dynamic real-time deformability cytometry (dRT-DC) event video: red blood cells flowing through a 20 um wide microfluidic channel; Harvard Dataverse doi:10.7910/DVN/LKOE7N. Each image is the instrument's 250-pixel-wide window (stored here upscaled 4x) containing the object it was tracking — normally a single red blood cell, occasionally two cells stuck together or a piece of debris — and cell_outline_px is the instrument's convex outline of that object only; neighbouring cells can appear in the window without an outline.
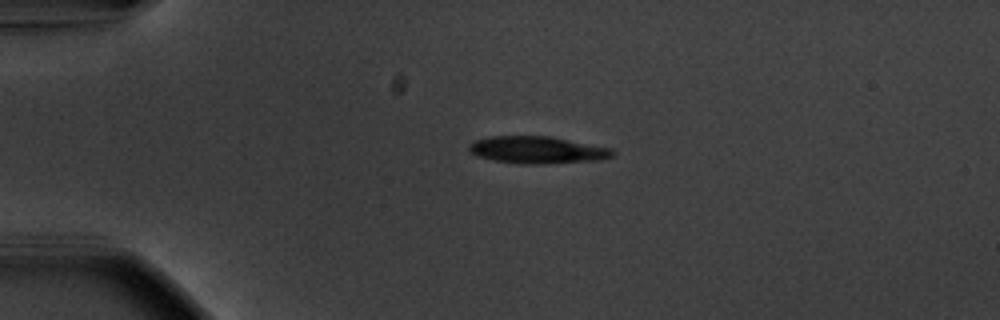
{"species": "common noctule bat (a hibernating species)", "species_latin": "Nyctalus noctula", "temperature_condition": "warm", "stored_images_in_passage": 43, "camera_frame_rate_fps": 3000, "um_per_image_px": 0.085, "animal": {"sex": "male", "body_mass_g": 20.1, "forearm_length_mm": 53.5}, "frame": {"image": 1, "passage_image": 1, "time_ms": 0.0, "image_size_px": [1000, 320], "cell_outline_px": [[616, 156], [600, 160], [536, 164], [520, 164], [496, 160], [476, 156], [468, 148], [468, 144], [472, 140], [488, 136], [552, 136], [612, 148], [616, 152]], "centroid_in_image_um": [45.7, 12.73], "position_along_channel_um": 39.3, "area_um2": 23.0}}
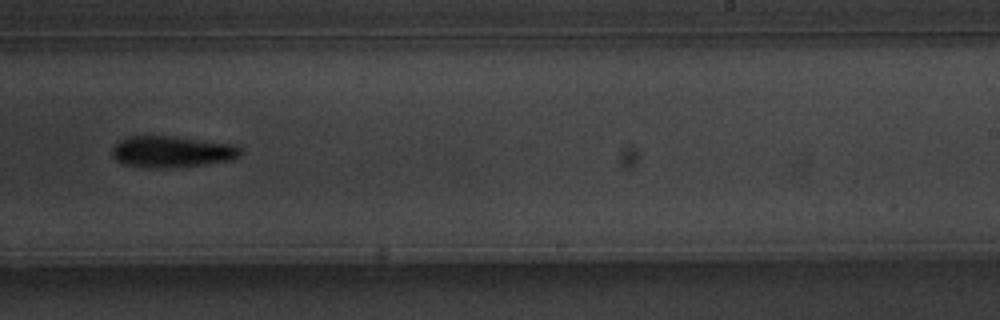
{"frame": {"image": 2, "passage_image": 23, "time_ms": 7.333, "image_size_px": [1000, 320], "cell_outline_px": [[240, 156], [232, 160], [208, 164], [168, 168], [148, 168], [124, 164], [116, 160], [112, 156], [112, 148], [120, 140], [128, 136], [172, 136], [232, 144], [240, 148]], "centroid_in_image_um": [14.59, 12.9], "position_along_channel_um": 274.4, "area_um2": 23.52}}
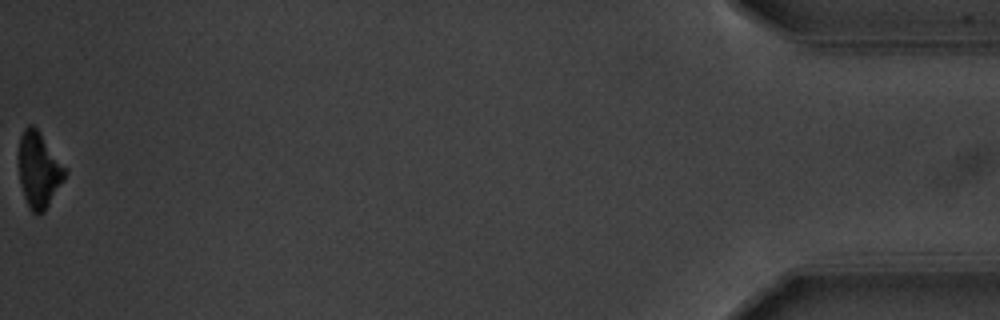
{"frame": {"image": 3, "passage_image": 43, "time_ms": 14.0, "image_size_px": [1000, 320], "cell_outline_px": [[68, 172], [64, 180], [44, 212], [32, 212], [28, 208], [20, 184], [16, 156], [20, 136], [24, 128], [28, 124], [32, 124], [40, 132], [68, 168]], "centroid_in_image_um": [3.29, 14.39], "position_along_channel_um": 431.9, "area_um2": 21.1}, "authors_computed_cell_mechanics": {"area_um2": 22.5998, "velocity_mm_per_s": 3.7129, "shape_relaxation_time_tau1_ms": 2.5368, "shape_relaxation_time_tau2_ms": null, "deformation_change_tau1": 0.129, "deformation_change_tau2": null}}